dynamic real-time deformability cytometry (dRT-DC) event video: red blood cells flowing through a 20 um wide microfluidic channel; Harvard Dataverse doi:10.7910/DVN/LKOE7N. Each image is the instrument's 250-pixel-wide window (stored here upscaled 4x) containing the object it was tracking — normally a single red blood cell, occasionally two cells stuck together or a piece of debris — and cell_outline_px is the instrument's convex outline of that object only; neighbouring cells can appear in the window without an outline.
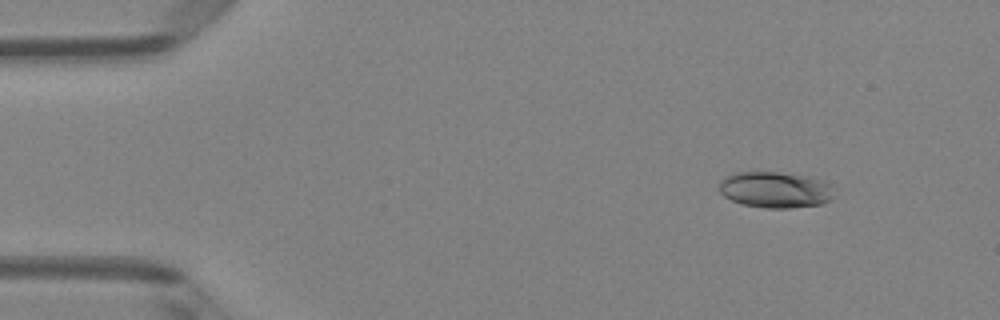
{"species": "Egyptian fruit bat (a non-hibernating species)", "species_latin": "Rousettus aegyptiacus", "temperature_condition": "room temperature", "stored_images_in_passage": 6, "camera_frame_rate_fps": 3000, "um_per_image_px": 0.085, "animal": {"sex": "female"}, "frame": {"image": 1, "passage_image": 1, "time_ms": 0.0, "image_size_px": [1000, 320], "cell_outline_px": [[832, 200], [820, 204], [788, 208], [764, 208], [740, 204], [724, 196], [720, 192], [720, 180], [724, 176], [732, 172], [780, 172], [824, 180], [828, 184], [832, 196]], "centroid_in_image_um": [65.83, 16.13], "position_along_channel_um": 19.2, "area_um2": 24.1}}
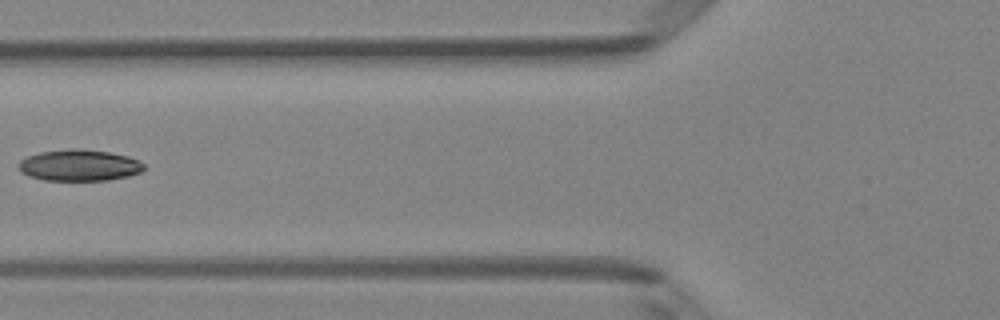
{"frame": {"image": 2, "passage_image": 5, "time_ms": 1.333, "image_size_px": [1000, 320], "cell_outline_px": [[144, 168], [140, 172], [128, 176], [108, 180], [44, 180], [28, 176], [20, 172], [16, 164], [20, 160], [28, 156], [40, 152], [72, 148], [76, 148], [108, 152], [128, 156], [144, 164]], "centroid_in_image_um": [6.68, 14.05], "position_along_channel_um": 119.1, "area_um2": 22.89}}
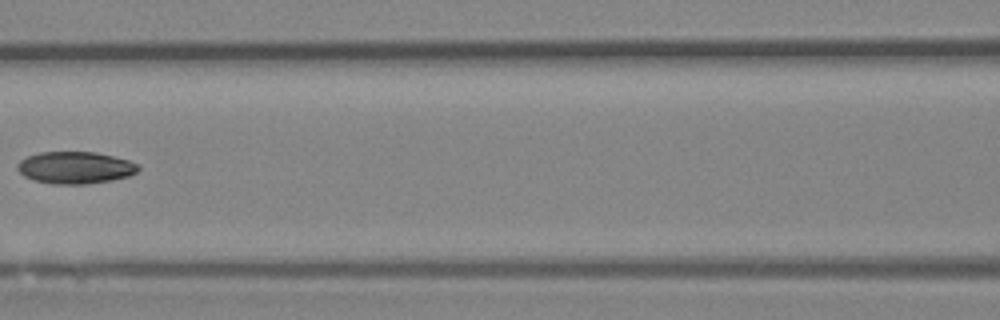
{"frame": {"image": 3, "passage_image": 6, "time_ms": 1.667, "image_size_px": [1000, 320], "cell_outline_px": [[140, 168], [136, 172], [128, 176], [112, 180], [84, 184], [52, 184], [32, 180], [24, 176], [16, 168], [16, 164], [20, 160], [28, 156], [40, 152], [96, 152], [128, 160], [140, 164]], "centroid_in_image_um": [6.38, 14.25], "position_along_channel_um": 160.2, "area_um2": 22.66}}